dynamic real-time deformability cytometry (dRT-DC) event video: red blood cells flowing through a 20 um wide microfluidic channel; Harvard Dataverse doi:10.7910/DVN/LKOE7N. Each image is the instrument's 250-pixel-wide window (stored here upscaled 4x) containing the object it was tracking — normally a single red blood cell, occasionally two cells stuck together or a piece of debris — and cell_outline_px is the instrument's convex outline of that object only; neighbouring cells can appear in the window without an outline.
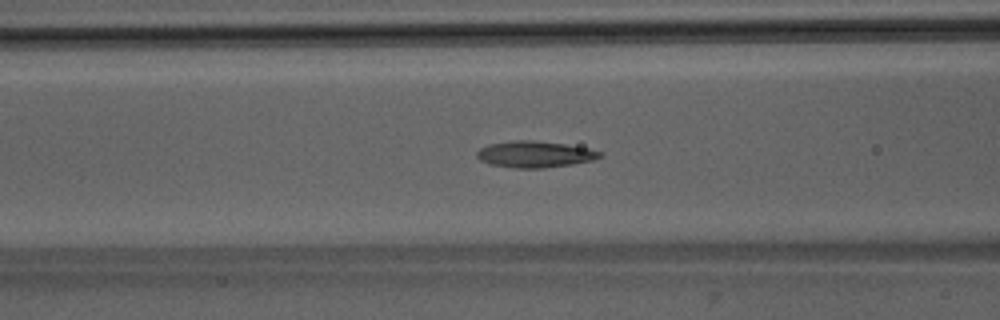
{"species": "Egyptian fruit bat (a non-hibernating species)", "species_latin": "Rousettus aegyptiacus", "temperature_condition": "room temperature", "stored_images_in_passage": 45, "camera_frame_rate_fps": 3000, "um_per_image_px": 0.085, "animal": {"sex": "male"}, "frame": {"image": 1, "passage_image": 14, "time_ms": 4.333, "image_size_px": [1000, 320], "cell_outline_px": [[604, 156], [592, 160], [572, 164], [544, 168], [512, 168], [492, 164], [480, 160], [476, 156], [476, 152], [480, 148], [488, 144], [512, 140], [532, 140], [564, 144], [588, 148], [604, 152]], "centroid_in_image_um": [45.47, 13.11], "position_along_channel_um": 121.1, "area_um2": 19.02}}
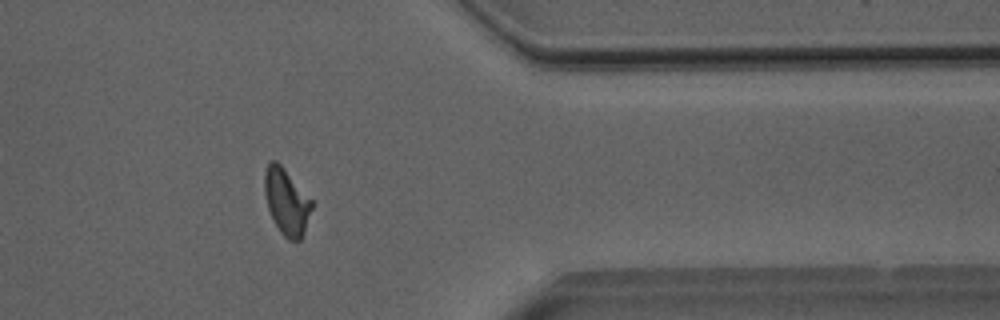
{"frame": {"image": 2, "passage_image": 35, "time_ms": 11.333, "image_size_px": [1000, 320], "cell_outline_px": [[312, 208], [304, 232], [300, 240], [288, 240], [280, 232], [268, 208], [264, 192], [264, 172], [268, 164], [272, 160], [276, 160], [284, 168], [312, 200]], "centroid_in_image_um": [24.35, 17.13], "position_along_channel_um": 387.1, "area_um2": 17.98}}
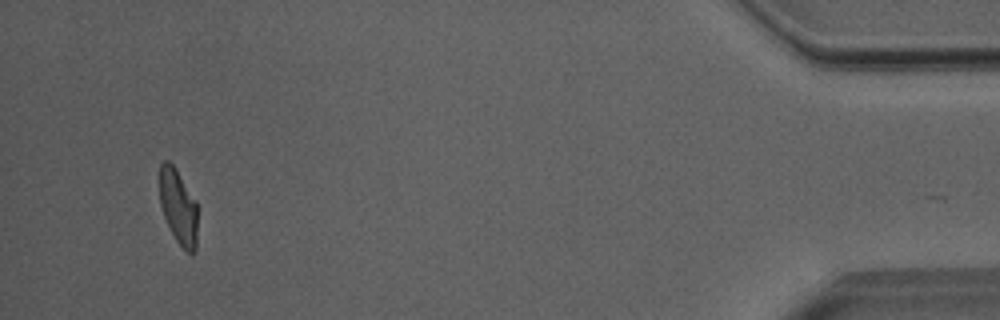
{"frame": {"image": 3, "passage_image": 42, "time_ms": 13.667, "image_size_px": [1000, 320], "cell_outline_px": [[196, 248], [192, 256], [176, 240], [164, 216], [160, 204], [160, 164], [164, 160], [168, 160], [176, 168], [196, 200]], "centroid_in_image_um": [15.15, 17.54], "position_along_channel_um": 420.0, "area_um2": 16.42}, "authors_computed_cell_mechanics": {"area_um2": 18.0914, "velocity_mm_per_s": 4.0186, "shape_relaxation_time_tau1_ms": 4.5428, "shape_relaxation_time_tau2_ms": 2.1982, "deformation_change_tau1": 0.1698, "deformation_change_tau2": 0.0762}}